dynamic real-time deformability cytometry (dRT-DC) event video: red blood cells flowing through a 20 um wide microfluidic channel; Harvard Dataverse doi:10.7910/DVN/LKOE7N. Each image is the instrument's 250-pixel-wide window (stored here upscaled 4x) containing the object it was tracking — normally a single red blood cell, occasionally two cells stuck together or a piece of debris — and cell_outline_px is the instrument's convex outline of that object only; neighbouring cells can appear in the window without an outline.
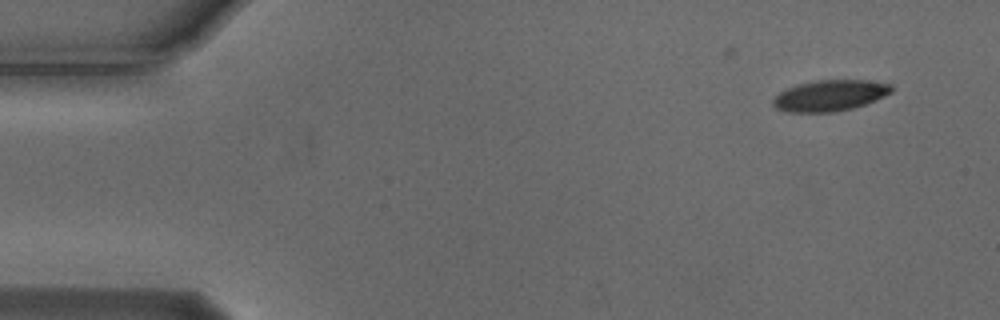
{"species": "Egyptian fruit bat (a non-hibernating species)", "species_latin": "Rousettus aegyptiacus", "temperature_condition": "cold", "stored_images_in_passage": 11, "camera_frame_rate_fps": 3000, "um_per_image_px": 0.085, "animal": {"sex": "male"}, "frame": {"image": 1, "passage_image": 1, "time_ms": 0.0, "image_size_px": [1000, 320], "cell_outline_px": [[892, 92], [876, 100], [852, 108], [836, 112], [788, 112], [776, 108], [772, 104], [772, 100], [780, 92], [796, 84], [816, 80], [864, 80], [892, 84]], "centroid_in_image_um": [70.53, 8.12], "position_along_channel_um": 14.5, "area_um2": 21.39}}
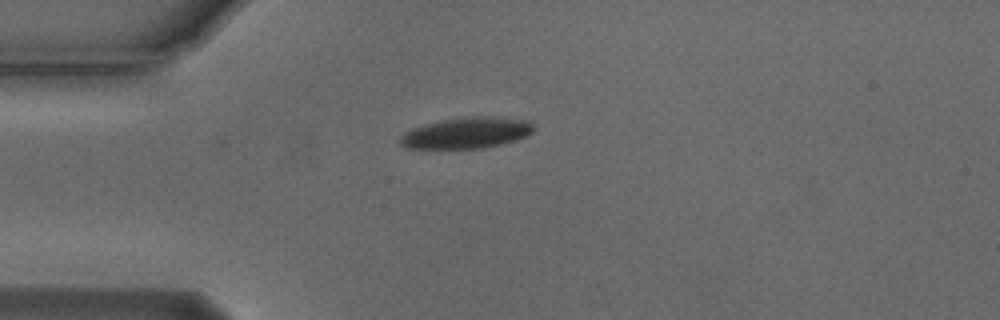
{"frame": {"image": 2, "passage_image": 11, "time_ms": 3.333, "image_size_px": [1000, 320], "cell_outline_px": [[536, 128], [532, 132], [516, 140], [484, 148], [404, 148], [400, 144], [400, 136], [404, 132], [412, 128], [424, 124], [444, 120], [476, 116], [488, 116], [532, 120]], "centroid_in_image_um": [39.68, 11.29], "position_along_channel_um": 45.3, "area_um2": 24.16}}